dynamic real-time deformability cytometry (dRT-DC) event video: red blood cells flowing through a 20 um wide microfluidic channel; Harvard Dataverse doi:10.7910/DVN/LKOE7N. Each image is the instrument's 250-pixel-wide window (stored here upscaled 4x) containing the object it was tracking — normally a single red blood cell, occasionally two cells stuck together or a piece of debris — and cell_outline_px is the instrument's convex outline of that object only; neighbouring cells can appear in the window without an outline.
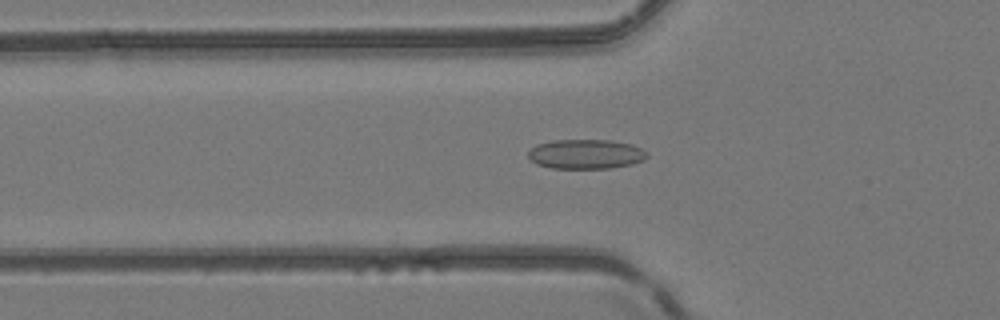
{"species": "common noctule bat (a hibernating species)", "species_latin": "Nyctalus noctula", "temperature_condition": "room temperature", "stored_images_in_passage": 51, "camera_frame_rate_fps": 3000, "um_per_image_px": 0.085, "animal": {"sex": "female", "body_mass_g": 24.6, "forearm_length_mm": 56.2}, "frame": {"image": 1, "passage_image": 18, "time_ms": 5.667, "image_size_px": [1000, 320], "cell_outline_px": [[648, 156], [644, 160], [632, 164], [612, 168], [552, 168], [536, 164], [528, 156], [528, 152], [536, 144], [552, 140], [608, 140], [632, 144], [648, 152]], "centroid_in_image_um": [49.81, 13.1], "position_along_channel_um": 76.0, "area_um2": 20.52}}
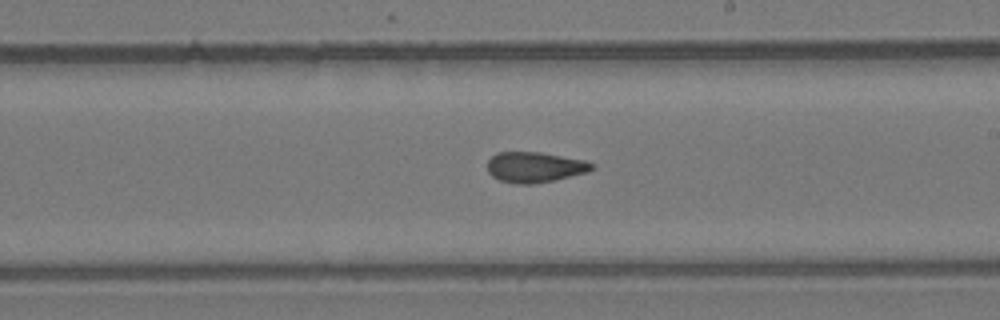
{"frame": {"image": 2, "passage_image": 30, "time_ms": 9.667, "image_size_px": [1000, 320], "cell_outline_px": [[596, 168], [588, 172], [552, 180], [532, 184], [520, 184], [500, 180], [492, 176], [488, 172], [488, 160], [496, 152], [540, 152], [584, 160], [596, 164]], "centroid_in_image_um": [45.47, 14.2], "position_along_channel_um": 243.5, "area_um2": 18.5}}
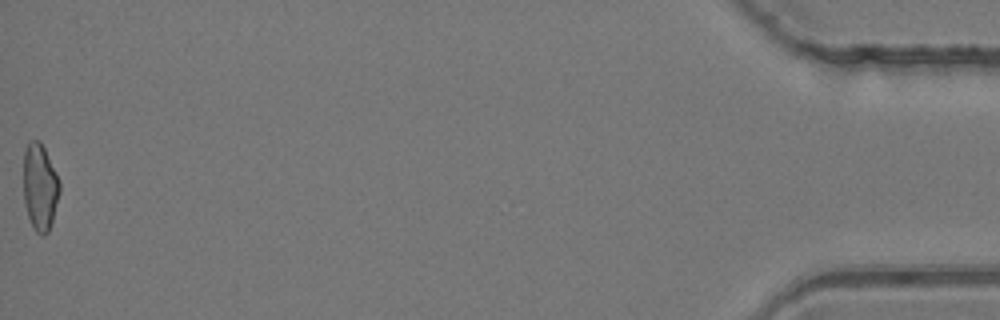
{"frame": {"image": 3, "passage_image": 51, "time_ms": 16.667, "image_size_px": [1000, 320], "cell_outline_px": [[60, 192], [52, 220], [48, 232], [44, 236], [40, 236], [36, 232], [28, 216], [24, 200], [24, 148], [28, 140], [40, 140], [60, 180]], "centroid_in_image_um": [3.39, 15.87], "position_along_channel_um": 431.8, "area_um2": 18.32}, "authors_computed_cell_mechanics": {"area_um2": 18.9584, "velocity_mm_per_s": 4.1652, "shape_relaxation_time_tau1_ms": null, "shape_relaxation_time_tau2_ms": 1.7856, "deformation_change_tau1": null, "deformation_change_tau2": 0.0906}}